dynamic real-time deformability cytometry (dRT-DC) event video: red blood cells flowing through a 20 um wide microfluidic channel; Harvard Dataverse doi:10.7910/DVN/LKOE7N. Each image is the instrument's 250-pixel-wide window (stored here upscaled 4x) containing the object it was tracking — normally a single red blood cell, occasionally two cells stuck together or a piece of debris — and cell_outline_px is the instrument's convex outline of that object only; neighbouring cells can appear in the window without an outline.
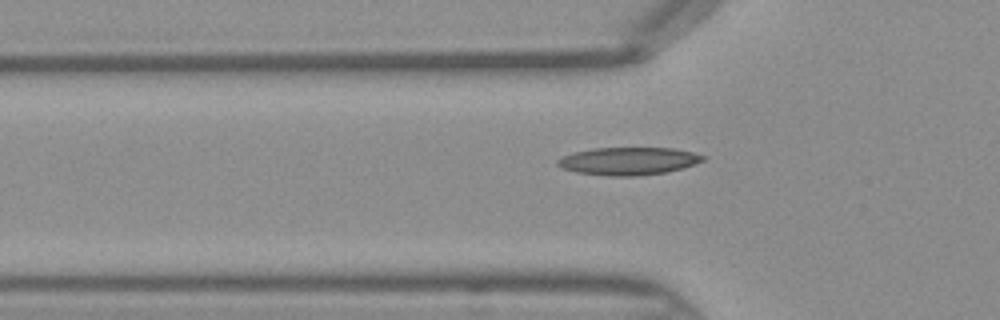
{"species": "Egyptian fruit bat (a non-hibernating species)", "species_latin": "Rousettus aegyptiacus", "temperature_condition": "warm", "stored_images_in_passage": 32, "camera_frame_rate_fps": 3000, "um_per_image_px": 0.085, "frame": {"image": 1, "passage_image": 2, "time_ms": 0.333, "image_size_px": [1000, 320], "cell_outline_px": [[708, 156], [704, 160], [684, 168], [668, 172], [636, 176], [608, 176], [576, 172], [560, 168], [556, 164], [556, 160], [560, 156], [572, 152], [592, 148], [672, 148], [692, 152]], "centroid_in_image_um": [53.38, 13.69], "position_along_channel_um": 72.4, "area_um2": 23.81}}
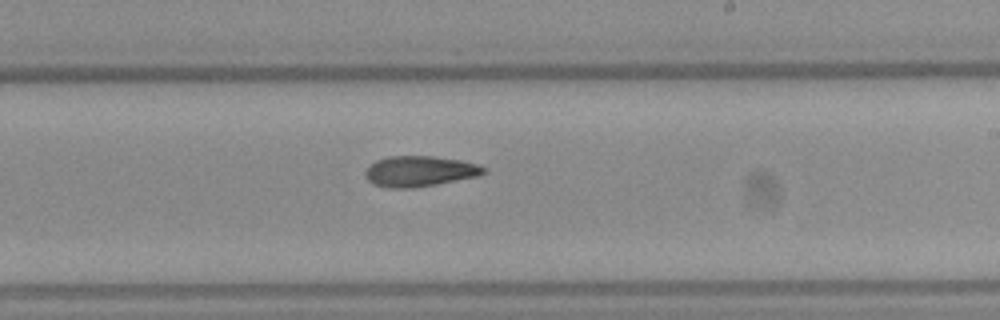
{"frame": {"image": 2, "passage_image": 14, "time_ms": 4.333, "image_size_px": [1000, 320], "cell_outline_px": [[488, 172], [476, 176], [436, 184], [412, 188], [388, 188], [372, 184], [364, 176], [364, 172], [376, 160], [388, 156], [432, 156], [460, 160], [476, 164], [484, 168]], "centroid_in_image_um": [35.62, 14.56], "position_along_channel_um": 253.4, "area_um2": 20.98}}
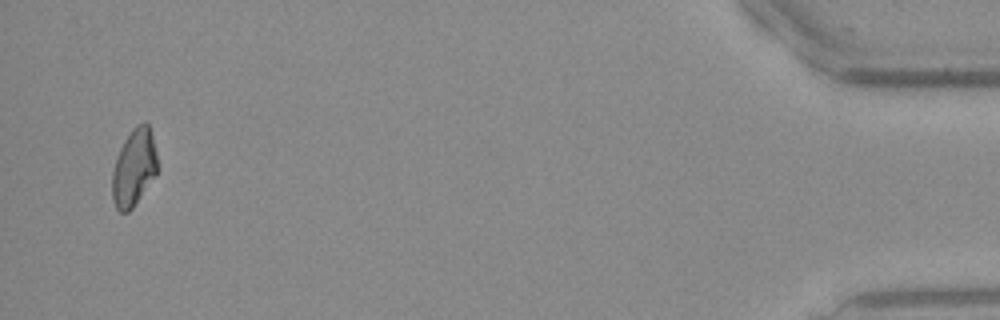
{"frame": {"image": 3, "passage_image": 31, "time_ms": 10.0, "image_size_px": [1000, 320], "cell_outline_px": [[156, 176], [132, 208], [128, 212], [120, 212], [116, 208], [112, 200], [112, 172], [120, 148], [124, 140], [132, 128], [136, 124], [144, 120], [148, 124], [152, 132], [156, 152]], "centroid_in_image_um": [11.38, 14.23], "position_along_channel_um": 423.8, "area_um2": 20.4}}